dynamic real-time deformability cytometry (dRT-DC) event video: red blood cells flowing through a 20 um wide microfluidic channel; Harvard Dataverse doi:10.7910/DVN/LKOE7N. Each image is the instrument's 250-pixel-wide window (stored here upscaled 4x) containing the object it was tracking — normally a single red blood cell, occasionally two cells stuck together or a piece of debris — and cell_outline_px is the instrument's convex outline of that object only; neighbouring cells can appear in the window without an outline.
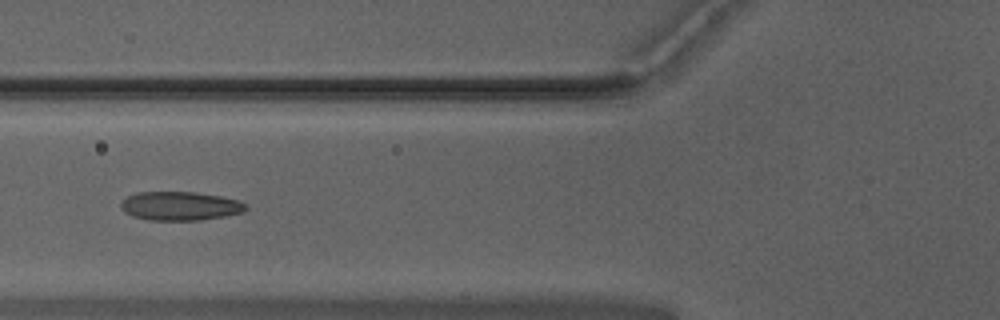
{"species": "Egyptian fruit bat (a non-hibernating species)", "species_latin": "Rousettus aegyptiacus", "temperature_condition": "warm", "stored_images_in_passage": 36, "camera_frame_rate_fps": 3000, "um_per_image_px": 0.085, "animal": {"sex": "male"}, "frame": {"image": 1, "passage_image": 6, "time_ms": 1.667, "image_size_px": [1000, 320], "cell_outline_px": [[248, 208], [240, 212], [224, 216], [200, 220], [152, 220], [132, 216], [124, 212], [120, 208], [120, 204], [128, 196], [140, 192], [192, 192], [220, 196], [240, 200], [248, 204]], "centroid_in_image_um": [15.32, 17.51], "position_along_channel_um": 110.5, "area_um2": 20.87}}
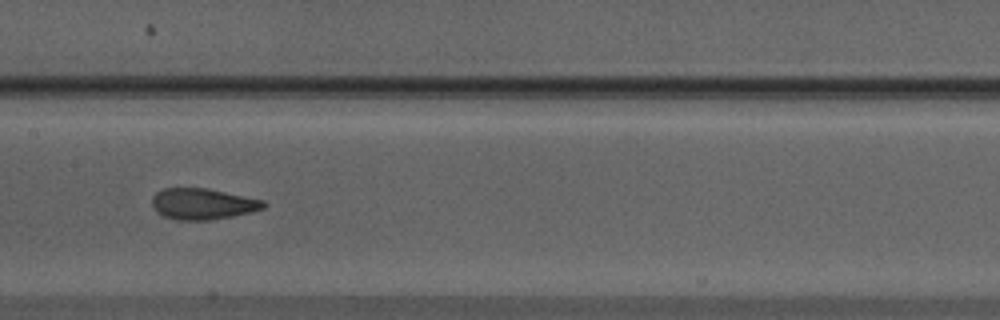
{"frame": {"image": 2, "passage_image": 12, "time_ms": 3.667, "image_size_px": [1000, 320], "cell_outline_px": [[268, 204], [264, 208], [252, 212], [232, 216], [208, 220], [180, 220], [164, 216], [152, 204], [152, 196], [156, 192], [164, 188], [204, 188], [264, 200]], "centroid_in_image_um": [17.26, 17.33], "position_along_channel_um": 190.1, "area_um2": 19.94}}
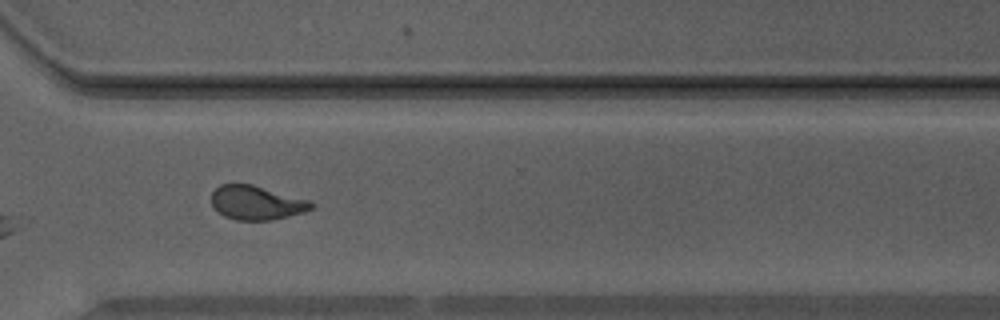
{"frame": {"image": 3, "passage_image": 24, "time_ms": 7.667, "image_size_px": [1000, 320], "cell_outline_px": [[316, 208], [304, 212], [272, 220], [236, 220], [224, 216], [212, 204], [212, 192], [220, 184], [252, 184], [308, 200], [316, 204]], "centroid_in_image_um": [21.83, 17.23], "position_along_channel_um": 348.8, "area_um2": 19.71}, "authors_computed_cell_mechanics": {"area_um2": 20.1722, "velocity_mm_per_s": 3.9716, "shape_relaxation_time_tau1_ms": 3.9391, "shape_relaxation_time_tau2_ms": 1.2295, "deformation_change_tau1": 0.1457, "deformation_change_tau2": 0.0843}}